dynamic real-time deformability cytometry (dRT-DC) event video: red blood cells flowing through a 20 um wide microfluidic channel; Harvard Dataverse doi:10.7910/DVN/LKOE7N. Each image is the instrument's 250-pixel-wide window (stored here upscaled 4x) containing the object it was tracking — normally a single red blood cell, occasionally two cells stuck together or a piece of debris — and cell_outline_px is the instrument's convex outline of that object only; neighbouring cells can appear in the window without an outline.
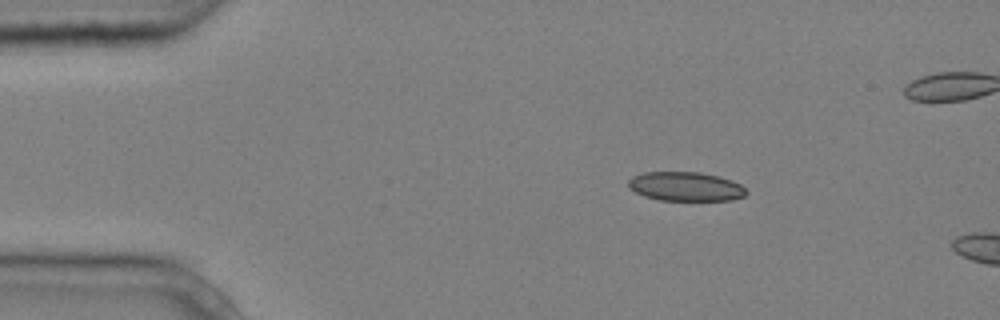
{"species": "common noctule bat (a hibernating species)", "species_latin": "Nyctalus noctula", "temperature_condition": "cold", "stored_images_in_passage": 4, "camera_frame_rate_fps": 3000, "um_per_image_px": 0.085, "animal": {"sex": "male", "body_mass_g": 20.4}, "frame": {"image": 1, "passage_image": 2, "time_ms": 0.333, "image_size_px": [1000, 320], "cell_outline_px": [[748, 192], [744, 196], [732, 200], [660, 200], [644, 196], [628, 188], [628, 180], [632, 176], [644, 172], [700, 172], [720, 176], [732, 180], [740, 184]], "centroid_in_image_um": [58.27, 15.84], "position_along_channel_um": 26.7, "area_um2": 20.11}}